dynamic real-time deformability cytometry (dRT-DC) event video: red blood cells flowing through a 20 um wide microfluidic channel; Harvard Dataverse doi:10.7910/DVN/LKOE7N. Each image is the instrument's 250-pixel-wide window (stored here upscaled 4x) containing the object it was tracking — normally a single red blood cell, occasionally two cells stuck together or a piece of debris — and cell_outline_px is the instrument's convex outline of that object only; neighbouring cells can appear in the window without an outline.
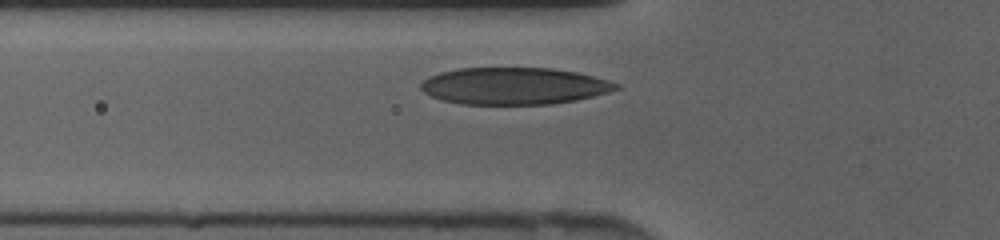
{"species": "human", "species_latin": "Homo sapiens", "temperature_condition": "cold", "stored_images_in_passage": 23, "camera_frame_rate_fps": 3000, "um_per_image_px": 0.085, "donor": {"sex": "female"}, "frame": {"image": 1, "passage_image": 2, "time_ms": 0.333, "image_size_px": [1000, 240], "cell_outline_px": [[620, 88], [608, 92], [576, 100], [552, 104], [460, 104], [440, 100], [424, 92], [420, 88], [420, 84], [424, 80], [440, 72], [460, 68], [552, 68], [576, 72], [608, 80], [620, 84]], "centroid_in_image_um": [43.69, 7.31], "position_along_channel_um": 82.1, "area_um2": 41.96}}
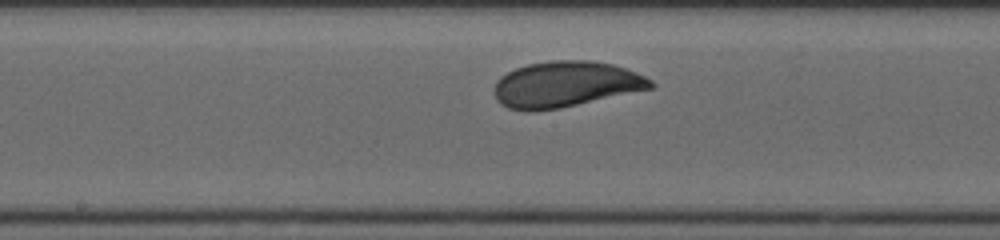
{"frame": {"image": 2, "passage_image": 10, "time_ms": 3.0, "image_size_px": [1000, 240], "cell_outline_px": [[656, 88], [560, 108], [532, 112], [508, 108], [500, 104], [496, 100], [492, 88], [496, 80], [500, 76], [516, 68], [528, 64], [552, 60], [588, 60], [612, 64], [636, 72], [652, 80], [656, 84]], "centroid_in_image_um": [48.07, 7.18], "position_along_channel_um": 200.1, "area_um2": 42.31}}
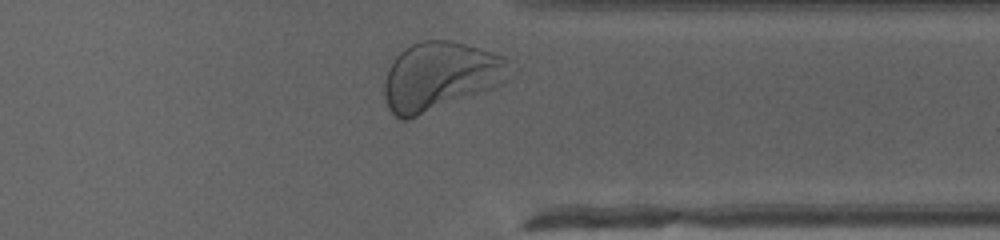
{"frame": {"image": 3, "passage_image": 22, "time_ms": 7.0, "image_size_px": [1000, 240], "cell_outline_px": [[508, 80], [492, 88], [408, 120], [400, 120], [388, 108], [384, 96], [384, 80], [388, 68], [396, 56], [404, 48], [420, 40], [452, 40], [480, 48], [504, 56], [508, 60]], "centroid_in_image_um": [37.38, 6.47], "position_along_channel_um": 374.0, "area_um2": 49.94}}